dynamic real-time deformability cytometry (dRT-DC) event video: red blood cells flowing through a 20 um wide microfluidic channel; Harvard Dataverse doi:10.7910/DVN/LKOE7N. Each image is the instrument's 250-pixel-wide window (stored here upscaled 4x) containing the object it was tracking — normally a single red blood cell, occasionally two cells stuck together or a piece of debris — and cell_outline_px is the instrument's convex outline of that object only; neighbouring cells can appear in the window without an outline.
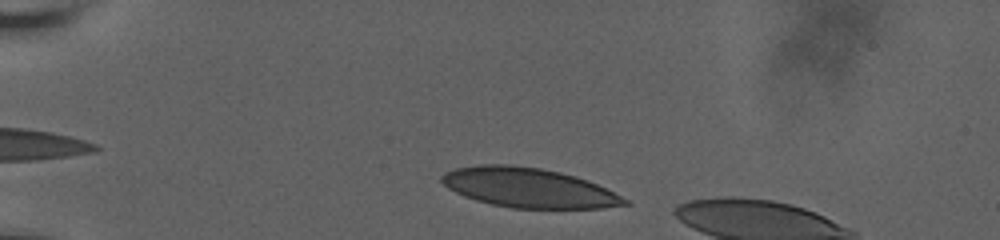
{"species": "human", "species_latin": "Homo sapiens", "temperature_condition": "room temperature", "stored_images_in_passage": 9, "camera_frame_rate_fps": 3000, "um_per_image_px": 0.085, "donor": {"sex": "male"}, "frame": {"image": 1, "passage_image": 3, "time_ms": 1.0, "image_size_px": [1000, 240], "cell_outline_px": [[632, 204], [600, 208], [512, 208], [492, 204], [476, 200], [464, 196], [448, 188], [440, 180], [440, 176], [444, 172], [456, 168], [480, 164], [508, 164], [540, 168], [560, 172], [576, 176], [588, 180], [628, 200]], "centroid_in_image_um": [44.9, 15.95], "position_along_channel_um": 40.1, "area_um2": 42.02}}